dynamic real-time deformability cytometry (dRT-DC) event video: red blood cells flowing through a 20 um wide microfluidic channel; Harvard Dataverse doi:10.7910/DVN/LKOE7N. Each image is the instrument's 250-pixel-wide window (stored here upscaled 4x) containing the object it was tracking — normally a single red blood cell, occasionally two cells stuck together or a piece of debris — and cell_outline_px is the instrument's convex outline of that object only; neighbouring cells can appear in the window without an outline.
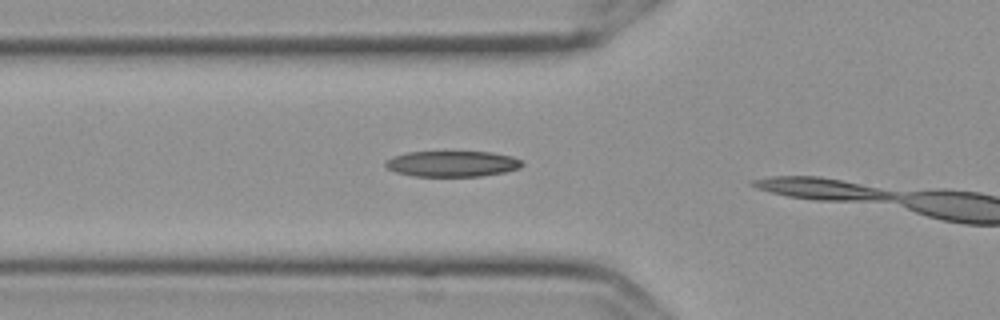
{"species": "Egyptian fruit bat (a non-hibernating species)", "species_latin": "Rousettus aegyptiacus", "temperature_condition": "cold", "stored_images_in_passage": 4, "camera_frame_rate_fps": 3000, "um_per_image_px": 0.085, "frame": {"image": 1, "passage_image": 3, "time_ms": 0.667, "image_size_px": [1000, 320], "cell_outline_px": [[524, 164], [520, 168], [504, 172], [480, 176], [412, 176], [396, 172], [388, 168], [384, 164], [384, 160], [392, 156], [408, 152], [492, 152], [512, 156], [520, 160]], "centroid_in_image_um": [38.42, 13.92], "position_along_channel_um": 87.4, "area_um2": 20.58}}